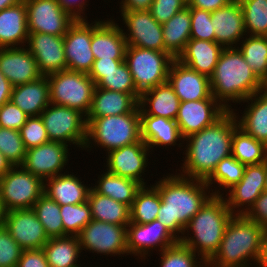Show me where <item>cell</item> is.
<instances>
[{
    "label": "cell",
    "instance_id": "f6af8a7d",
    "mask_svg": "<svg viewBox=\"0 0 267 267\" xmlns=\"http://www.w3.org/2000/svg\"><path fill=\"white\" fill-rule=\"evenodd\" d=\"M241 7L246 35L267 36V0H251Z\"/></svg>",
    "mask_w": 267,
    "mask_h": 267
},
{
    "label": "cell",
    "instance_id": "5b68a950",
    "mask_svg": "<svg viewBox=\"0 0 267 267\" xmlns=\"http://www.w3.org/2000/svg\"><path fill=\"white\" fill-rule=\"evenodd\" d=\"M233 216L224 197L212 195L189 221L180 242L207 263L218 251L225 229Z\"/></svg>",
    "mask_w": 267,
    "mask_h": 267
},
{
    "label": "cell",
    "instance_id": "03108f58",
    "mask_svg": "<svg viewBox=\"0 0 267 267\" xmlns=\"http://www.w3.org/2000/svg\"><path fill=\"white\" fill-rule=\"evenodd\" d=\"M4 218H5V210L2 205L1 197H0V227L4 224Z\"/></svg>",
    "mask_w": 267,
    "mask_h": 267
},
{
    "label": "cell",
    "instance_id": "ac0fdd59",
    "mask_svg": "<svg viewBox=\"0 0 267 267\" xmlns=\"http://www.w3.org/2000/svg\"><path fill=\"white\" fill-rule=\"evenodd\" d=\"M265 177L266 162L245 166L243 178L223 196L227 207L234 215H244L264 192Z\"/></svg>",
    "mask_w": 267,
    "mask_h": 267
},
{
    "label": "cell",
    "instance_id": "680465c9",
    "mask_svg": "<svg viewBox=\"0 0 267 267\" xmlns=\"http://www.w3.org/2000/svg\"><path fill=\"white\" fill-rule=\"evenodd\" d=\"M229 4L228 0H189L188 6L206 11H216Z\"/></svg>",
    "mask_w": 267,
    "mask_h": 267
},
{
    "label": "cell",
    "instance_id": "1f68e13d",
    "mask_svg": "<svg viewBox=\"0 0 267 267\" xmlns=\"http://www.w3.org/2000/svg\"><path fill=\"white\" fill-rule=\"evenodd\" d=\"M64 172L45 180L44 193L59 205L85 203L91 187L86 186L74 173Z\"/></svg>",
    "mask_w": 267,
    "mask_h": 267
},
{
    "label": "cell",
    "instance_id": "ffe728a7",
    "mask_svg": "<svg viewBox=\"0 0 267 267\" xmlns=\"http://www.w3.org/2000/svg\"><path fill=\"white\" fill-rule=\"evenodd\" d=\"M3 226L23 250L42 249L49 240L32 209L5 212Z\"/></svg>",
    "mask_w": 267,
    "mask_h": 267
},
{
    "label": "cell",
    "instance_id": "7dc6e473",
    "mask_svg": "<svg viewBox=\"0 0 267 267\" xmlns=\"http://www.w3.org/2000/svg\"><path fill=\"white\" fill-rule=\"evenodd\" d=\"M0 152L12 166H21L26 148L19 131L0 127Z\"/></svg>",
    "mask_w": 267,
    "mask_h": 267
},
{
    "label": "cell",
    "instance_id": "44dd1931",
    "mask_svg": "<svg viewBox=\"0 0 267 267\" xmlns=\"http://www.w3.org/2000/svg\"><path fill=\"white\" fill-rule=\"evenodd\" d=\"M43 76L67 69L63 36L29 33L27 46Z\"/></svg>",
    "mask_w": 267,
    "mask_h": 267
},
{
    "label": "cell",
    "instance_id": "ba28073f",
    "mask_svg": "<svg viewBox=\"0 0 267 267\" xmlns=\"http://www.w3.org/2000/svg\"><path fill=\"white\" fill-rule=\"evenodd\" d=\"M47 78L50 103L67 106L87 116L96 87L88 74L66 69L49 74Z\"/></svg>",
    "mask_w": 267,
    "mask_h": 267
},
{
    "label": "cell",
    "instance_id": "8992f818",
    "mask_svg": "<svg viewBox=\"0 0 267 267\" xmlns=\"http://www.w3.org/2000/svg\"><path fill=\"white\" fill-rule=\"evenodd\" d=\"M87 140L85 151L93 146L106 149V153L140 142V108L139 105L131 112L121 115L104 117H86ZM93 143V144H92ZM95 144V145H94ZM92 145V146H91Z\"/></svg>",
    "mask_w": 267,
    "mask_h": 267
},
{
    "label": "cell",
    "instance_id": "681fc988",
    "mask_svg": "<svg viewBox=\"0 0 267 267\" xmlns=\"http://www.w3.org/2000/svg\"><path fill=\"white\" fill-rule=\"evenodd\" d=\"M191 13V39L215 41L211 12L190 7Z\"/></svg>",
    "mask_w": 267,
    "mask_h": 267
},
{
    "label": "cell",
    "instance_id": "f35d334b",
    "mask_svg": "<svg viewBox=\"0 0 267 267\" xmlns=\"http://www.w3.org/2000/svg\"><path fill=\"white\" fill-rule=\"evenodd\" d=\"M160 206L161 197L158 190L153 185L142 186L130 207V222L139 224L152 222L157 218Z\"/></svg>",
    "mask_w": 267,
    "mask_h": 267
},
{
    "label": "cell",
    "instance_id": "e575fe53",
    "mask_svg": "<svg viewBox=\"0 0 267 267\" xmlns=\"http://www.w3.org/2000/svg\"><path fill=\"white\" fill-rule=\"evenodd\" d=\"M42 249L49 267H81L78 263L82 252L78 236L49 238Z\"/></svg>",
    "mask_w": 267,
    "mask_h": 267
},
{
    "label": "cell",
    "instance_id": "cb8c5ba5",
    "mask_svg": "<svg viewBox=\"0 0 267 267\" xmlns=\"http://www.w3.org/2000/svg\"><path fill=\"white\" fill-rule=\"evenodd\" d=\"M113 19L92 22L91 50L95 59H124L126 39Z\"/></svg>",
    "mask_w": 267,
    "mask_h": 267
},
{
    "label": "cell",
    "instance_id": "3957f363",
    "mask_svg": "<svg viewBox=\"0 0 267 267\" xmlns=\"http://www.w3.org/2000/svg\"><path fill=\"white\" fill-rule=\"evenodd\" d=\"M212 96L227 110L265 88L237 47L224 48L209 77Z\"/></svg>",
    "mask_w": 267,
    "mask_h": 267
},
{
    "label": "cell",
    "instance_id": "6da1fadb",
    "mask_svg": "<svg viewBox=\"0 0 267 267\" xmlns=\"http://www.w3.org/2000/svg\"><path fill=\"white\" fill-rule=\"evenodd\" d=\"M237 127L236 116L229 110L212 125L186 137L182 172L178 169V174L206 181L217 164L231 156L233 132Z\"/></svg>",
    "mask_w": 267,
    "mask_h": 267
},
{
    "label": "cell",
    "instance_id": "be15d7a7",
    "mask_svg": "<svg viewBox=\"0 0 267 267\" xmlns=\"http://www.w3.org/2000/svg\"><path fill=\"white\" fill-rule=\"evenodd\" d=\"M13 166L7 158L0 152V178L4 176Z\"/></svg>",
    "mask_w": 267,
    "mask_h": 267
},
{
    "label": "cell",
    "instance_id": "4316f807",
    "mask_svg": "<svg viewBox=\"0 0 267 267\" xmlns=\"http://www.w3.org/2000/svg\"><path fill=\"white\" fill-rule=\"evenodd\" d=\"M242 103H248V105L246 104L247 108L241 113L243 114L241 117L237 115L236 109H232L238 127L251 137L267 145V89L258 91Z\"/></svg>",
    "mask_w": 267,
    "mask_h": 267
},
{
    "label": "cell",
    "instance_id": "2e32d148",
    "mask_svg": "<svg viewBox=\"0 0 267 267\" xmlns=\"http://www.w3.org/2000/svg\"><path fill=\"white\" fill-rule=\"evenodd\" d=\"M67 69L89 74L94 54L91 50L92 23L76 20L63 36Z\"/></svg>",
    "mask_w": 267,
    "mask_h": 267
},
{
    "label": "cell",
    "instance_id": "4fadbf2b",
    "mask_svg": "<svg viewBox=\"0 0 267 267\" xmlns=\"http://www.w3.org/2000/svg\"><path fill=\"white\" fill-rule=\"evenodd\" d=\"M29 33L64 36L76 21L56 0H24Z\"/></svg>",
    "mask_w": 267,
    "mask_h": 267
},
{
    "label": "cell",
    "instance_id": "74e56055",
    "mask_svg": "<svg viewBox=\"0 0 267 267\" xmlns=\"http://www.w3.org/2000/svg\"><path fill=\"white\" fill-rule=\"evenodd\" d=\"M231 155L245 166L266 162L267 145L237 127L233 132Z\"/></svg>",
    "mask_w": 267,
    "mask_h": 267
},
{
    "label": "cell",
    "instance_id": "60d3db41",
    "mask_svg": "<svg viewBox=\"0 0 267 267\" xmlns=\"http://www.w3.org/2000/svg\"><path fill=\"white\" fill-rule=\"evenodd\" d=\"M244 169L245 165L231 155L227 158L222 159L217 164L216 169L205 182L209 186V188L213 187L211 186L212 184H218L219 190L212 189L211 193L215 196H224V194L221 192H223L224 189L226 192L227 189L229 190L235 184H238L243 178Z\"/></svg>",
    "mask_w": 267,
    "mask_h": 267
},
{
    "label": "cell",
    "instance_id": "816d5d0a",
    "mask_svg": "<svg viewBox=\"0 0 267 267\" xmlns=\"http://www.w3.org/2000/svg\"><path fill=\"white\" fill-rule=\"evenodd\" d=\"M187 5L186 0H153L149 11L159 24H164Z\"/></svg>",
    "mask_w": 267,
    "mask_h": 267
},
{
    "label": "cell",
    "instance_id": "e7e4bbea",
    "mask_svg": "<svg viewBox=\"0 0 267 267\" xmlns=\"http://www.w3.org/2000/svg\"><path fill=\"white\" fill-rule=\"evenodd\" d=\"M21 1H23V0H0V11L5 9V8L14 6V5L20 3Z\"/></svg>",
    "mask_w": 267,
    "mask_h": 267
},
{
    "label": "cell",
    "instance_id": "ab89813d",
    "mask_svg": "<svg viewBox=\"0 0 267 267\" xmlns=\"http://www.w3.org/2000/svg\"><path fill=\"white\" fill-rule=\"evenodd\" d=\"M237 46L256 76L267 82V36L246 35Z\"/></svg>",
    "mask_w": 267,
    "mask_h": 267
},
{
    "label": "cell",
    "instance_id": "9f6ffc18",
    "mask_svg": "<svg viewBox=\"0 0 267 267\" xmlns=\"http://www.w3.org/2000/svg\"><path fill=\"white\" fill-rule=\"evenodd\" d=\"M17 267H49L43 249L23 250Z\"/></svg>",
    "mask_w": 267,
    "mask_h": 267
},
{
    "label": "cell",
    "instance_id": "6f0895ef",
    "mask_svg": "<svg viewBox=\"0 0 267 267\" xmlns=\"http://www.w3.org/2000/svg\"><path fill=\"white\" fill-rule=\"evenodd\" d=\"M61 8L67 12L74 20H86L84 9H87V0H56ZM82 14V15H81Z\"/></svg>",
    "mask_w": 267,
    "mask_h": 267
},
{
    "label": "cell",
    "instance_id": "bcb514c9",
    "mask_svg": "<svg viewBox=\"0 0 267 267\" xmlns=\"http://www.w3.org/2000/svg\"><path fill=\"white\" fill-rule=\"evenodd\" d=\"M98 88L131 94L138 102L141 94L136 90L132 74L123 61L115 70L103 74V79L96 85Z\"/></svg>",
    "mask_w": 267,
    "mask_h": 267
},
{
    "label": "cell",
    "instance_id": "7402d4cb",
    "mask_svg": "<svg viewBox=\"0 0 267 267\" xmlns=\"http://www.w3.org/2000/svg\"><path fill=\"white\" fill-rule=\"evenodd\" d=\"M168 83L180 102L215 99L212 96L210 79L174 59L168 72Z\"/></svg>",
    "mask_w": 267,
    "mask_h": 267
},
{
    "label": "cell",
    "instance_id": "d6a6232c",
    "mask_svg": "<svg viewBox=\"0 0 267 267\" xmlns=\"http://www.w3.org/2000/svg\"><path fill=\"white\" fill-rule=\"evenodd\" d=\"M138 101L129 93L95 87L92 105L86 117H104L131 113Z\"/></svg>",
    "mask_w": 267,
    "mask_h": 267
},
{
    "label": "cell",
    "instance_id": "c3c4849f",
    "mask_svg": "<svg viewBox=\"0 0 267 267\" xmlns=\"http://www.w3.org/2000/svg\"><path fill=\"white\" fill-rule=\"evenodd\" d=\"M19 132L26 150L50 141L40 116L28 117Z\"/></svg>",
    "mask_w": 267,
    "mask_h": 267
},
{
    "label": "cell",
    "instance_id": "11a10c76",
    "mask_svg": "<svg viewBox=\"0 0 267 267\" xmlns=\"http://www.w3.org/2000/svg\"><path fill=\"white\" fill-rule=\"evenodd\" d=\"M123 61L124 59H95L88 75L97 85L103 79V74L115 70Z\"/></svg>",
    "mask_w": 267,
    "mask_h": 267
},
{
    "label": "cell",
    "instance_id": "9a60e30c",
    "mask_svg": "<svg viewBox=\"0 0 267 267\" xmlns=\"http://www.w3.org/2000/svg\"><path fill=\"white\" fill-rule=\"evenodd\" d=\"M69 146L49 141L26 150L22 167L44 181L50 177L62 174L70 158Z\"/></svg>",
    "mask_w": 267,
    "mask_h": 267
},
{
    "label": "cell",
    "instance_id": "003e7915",
    "mask_svg": "<svg viewBox=\"0 0 267 267\" xmlns=\"http://www.w3.org/2000/svg\"><path fill=\"white\" fill-rule=\"evenodd\" d=\"M230 4H237V5H242L245 3V0H228Z\"/></svg>",
    "mask_w": 267,
    "mask_h": 267
},
{
    "label": "cell",
    "instance_id": "f1b7e54d",
    "mask_svg": "<svg viewBox=\"0 0 267 267\" xmlns=\"http://www.w3.org/2000/svg\"><path fill=\"white\" fill-rule=\"evenodd\" d=\"M224 47L215 41L190 39L177 60L191 69L210 77Z\"/></svg>",
    "mask_w": 267,
    "mask_h": 267
},
{
    "label": "cell",
    "instance_id": "db71d44e",
    "mask_svg": "<svg viewBox=\"0 0 267 267\" xmlns=\"http://www.w3.org/2000/svg\"><path fill=\"white\" fill-rule=\"evenodd\" d=\"M244 216L267 231V192H262Z\"/></svg>",
    "mask_w": 267,
    "mask_h": 267
},
{
    "label": "cell",
    "instance_id": "7bdbcfd3",
    "mask_svg": "<svg viewBox=\"0 0 267 267\" xmlns=\"http://www.w3.org/2000/svg\"><path fill=\"white\" fill-rule=\"evenodd\" d=\"M159 255L160 267H207V263L199 255L180 241L167 247Z\"/></svg>",
    "mask_w": 267,
    "mask_h": 267
},
{
    "label": "cell",
    "instance_id": "ee69618b",
    "mask_svg": "<svg viewBox=\"0 0 267 267\" xmlns=\"http://www.w3.org/2000/svg\"><path fill=\"white\" fill-rule=\"evenodd\" d=\"M64 236H78L81 230L92 221L91 206L87 202L77 205H60Z\"/></svg>",
    "mask_w": 267,
    "mask_h": 267
},
{
    "label": "cell",
    "instance_id": "d4e9b609",
    "mask_svg": "<svg viewBox=\"0 0 267 267\" xmlns=\"http://www.w3.org/2000/svg\"><path fill=\"white\" fill-rule=\"evenodd\" d=\"M215 42L224 48L237 47L246 36L241 5L228 4L211 12ZM235 44V45H234Z\"/></svg>",
    "mask_w": 267,
    "mask_h": 267
},
{
    "label": "cell",
    "instance_id": "484cf974",
    "mask_svg": "<svg viewBox=\"0 0 267 267\" xmlns=\"http://www.w3.org/2000/svg\"><path fill=\"white\" fill-rule=\"evenodd\" d=\"M141 139L153 151L154 147L178 145L183 147L182 137L176 120L160 116L140 115ZM179 141V144L177 143ZM182 142V143H181Z\"/></svg>",
    "mask_w": 267,
    "mask_h": 267
},
{
    "label": "cell",
    "instance_id": "836d02e7",
    "mask_svg": "<svg viewBox=\"0 0 267 267\" xmlns=\"http://www.w3.org/2000/svg\"><path fill=\"white\" fill-rule=\"evenodd\" d=\"M165 52L174 59L183 52L187 42L191 39V13L187 5L177 12L170 20L162 24Z\"/></svg>",
    "mask_w": 267,
    "mask_h": 267
},
{
    "label": "cell",
    "instance_id": "a7ac6f4b",
    "mask_svg": "<svg viewBox=\"0 0 267 267\" xmlns=\"http://www.w3.org/2000/svg\"><path fill=\"white\" fill-rule=\"evenodd\" d=\"M264 192H267V160H266V177H265V189Z\"/></svg>",
    "mask_w": 267,
    "mask_h": 267
},
{
    "label": "cell",
    "instance_id": "52a82bcc",
    "mask_svg": "<svg viewBox=\"0 0 267 267\" xmlns=\"http://www.w3.org/2000/svg\"><path fill=\"white\" fill-rule=\"evenodd\" d=\"M174 58L165 51L127 45L124 61L132 74L136 90L143 92L168 81Z\"/></svg>",
    "mask_w": 267,
    "mask_h": 267
},
{
    "label": "cell",
    "instance_id": "83f0119b",
    "mask_svg": "<svg viewBox=\"0 0 267 267\" xmlns=\"http://www.w3.org/2000/svg\"><path fill=\"white\" fill-rule=\"evenodd\" d=\"M28 36L24 0L0 11V48L25 47Z\"/></svg>",
    "mask_w": 267,
    "mask_h": 267
},
{
    "label": "cell",
    "instance_id": "f5cc1de1",
    "mask_svg": "<svg viewBox=\"0 0 267 267\" xmlns=\"http://www.w3.org/2000/svg\"><path fill=\"white\" fill-rule=\"evenodd\" d=\"M29 116L11 100L0 107V127L19 131Z\"/></svg>",
    "mask_w": 267,
    "mask_h": 267
},
{
    "label": "cell",
    "instance_id": "91938a15",
    "mask_svg": "<svg viewBox=\"0 0 267 267\" xmlns=\"http://www.w3.org/2000/svg\"><path fill=\"white\" fill-rule=\"evenodd\" d=\"M153 0H121L120 11L150 10Z\"/></svg>",
    "mask_w": 267,
    "mask_h": 267
},
{
    "label": "cell",
    "instance_id": "e0dca14e",
    "mask_svg": "<svg viewBox=\"0 0 267 267\" xmlns=\"http://www.w3.org/2000/svg\"><path fill=\"white\" fill-rule=\"evenodd\" d=\"M150 152V148L143 140L112 150L105 155L106 170L111 174L135 180L145 186L147 183L142 176L146 172Z\"/></svg>",
    "mask_w": 267,
    "mask_h": 267
},
{
    "label": "cell",
    "instance_id": "9c48e42d",
    "mask_svg": "<svg viewBox=\"0 0 267 267\" xmlns=\"http://www.w3.org/2000/svg\"><path fill=\"white\" fill-rule=\"evenodd\" d=\"M45 181L22 166H13L0 178V197L5 212L32 209L44 193Z\"/></svg>",
    "mask_w": 267,
    "mask_h": 267
},
{
    "label": "cell",
    "instance_id": "8fae6325",
    "mask_svg": "<svg viewBox=\"0 0 267 267\" xmlns=\"http://www.w3.org/2000/svg\"><path fill=\"white\" fill-rule=\"evenodd\" d=\"M127 225H116L99 220L90 221L78 235L82 250L103 255H128Z\"/></svg>",
    "mask_w": 267,
    "mask_h": 267
},
{
    "label": "cell",
    "instance_id": "94428289",
    "mask_svg": "<svg viewBox=\"0 0 267 267\" xmlns=\"http://www.w3.org/2000/svg\"><path fill=\"white\" fill-rule=\"evenodd\" d=\"M12 87L13 86L5 78V76L0 70V107L7 101H10Z\"/></svg>",
    "mask_w": 267,
    "mask_h": 267
},
{
    "label": "cell",
    "instance_id": "6125c7cd",
    "mask_svg": "<svg viewBox=\"0 0 267 267\" xmlns=\"http://www.w3.org/2000/svg\"><path fill=\"white\" fill-rule=\"evenodd\" d=\"M257 267H267V233L263 239L262 251Z\"/></svg>",
    "mask_w": 267,
    "mask_h": 267
},
{
    "label": "cell",
    "instance_id": "7a4b0ae2",
    "mask_svg": "<svg viewBox=\"0 0 267 267\" xmlns=\"http://www.w3.org/2000/svg\"><path fill=\"white\" fill-rule=\"evenodd\" d=\"M175 174H167L152 185L161 197L156 219L180 241L189 221L213 194L205 181L181 176L177 169Z\"/></svg>",
    "mask_w": 267,
    "mask_h": 267
},
{
    "label": "cell",
    "instance_id": "7c38bea8",
    "mask_svg": "<svg viewBox=\"0 0 267 267\" xmlns=\"http://www.w3.org/2000/svg\"><path fill=\"white\" fill-rule=\"evenodd\" d=\"M126 239L128 255L138 256L142 261L157 247V251L162 252L178 242L158 219L147 224L130 222L127 225Z\"/></svg>",
    "mask_w": 267,
    "mask_h": 267
},
{
    "label": "cell",
    "instance_id": "8d00e7d4",
    "mask_svg": "<svg viewBox=\"0 0 267 267\" xmlns=\"http://www.w3.org/2000/svg\"><path fill=\"white\" fill-rule=\"evenodd\" d=\"M92 219L116 225L130 223V207L114 199L97 193L92 187L88 194Z\"/></svg>",
    "mask_w": 267,
    "mask_h": 267
},
{
    "label": "cell",
    "instance_id": "d590c367",
    "mask_svg": "<svg viewBox=\"0 0 267 267\" xmlns=\"http://www.w3.org/2000/svg\"><path fill=\"white\" fill-rule=\"evenodd\" d=\"M91 186L97 193L108 196L117 202L131 207L137 191L142 187L135 180L111 174L105 170L98 176V181Z\"/></svg>",
    "mask_w": 267,
    "mask_h": 267
},
{
    "label": "cell",
    "instance_id": "4dcf8cb0",
    "mask_svg": "<svg viewBox=\"0 0 267 267\" xmlns=\"http://www.w3.org/2000/svg\"><path fill=\"white\" fill-rule=\"evenodd\" d=\"M138 105L140 115L160 116L176 120L180 100L167 81L143 92Z\"/></svg>",
    "mask_w": 267,
    "mask_h": 267
},
{
    "label": "cell",
    "instance_id": "f546056e",
    "mask_svg": "<svg viewBox=\"0 0 267 267\" xmlns=\"http://www.w3.org/2000/svg\"><path fill=\"white\" fill-rule=\"evenodd\" d=\"M10 100L29 117L40 116L50 104L47 76L12 87Z\"/></svg>",
    "mask_w": 267,
    "mask_h": 267
},
{
    "label": "cell",
    "instance_id": "603a6c76",
    "mask_svg": "<svg viewBox=\"0 0 267 267\" xmlns=\"http://www.w3.org/2000/svg\"><path fill=\"white\" fill-rule=\"evenodd\" d=\"M0 70L12 86L35 81L42 77L34 56L28 48H0Z\"/></svg>",
    "mask_w": 267,
    "mask_h": 267
},
{
    "label": "cell",
    "instance_id": "277c9868",
    "mask_svg": "<svg viewBox=\"0 0 267 267\" xmlns=\"http://www.w3.org/2000/svg\"><path fill=\"white\" fill-rule=\"evenodd\" d=\"M266 233L261 225L244 215H234L207 267H257Z\"/></svg>",
    "mask_w": 267,
    "mask_h": 267
},
{
    "label": "cell",
    "instance_id": "5bb4252c",
    "mask_svg": "<svg viewBox=\"0 0 267 267\" xmlns=\"http://www.w3.org/2000/svg\"><path fill=\"white\" fill-rule=\"evenodd\" d=\"M127 32L123 29L127 45L144 49L165 51L162 24H159L149 10L119 11Z\"/></svg>",
    "mask_w": 267,
    "mask_h": 267
},
{
    "label": "cell",
    "instance_id": "d6986e66",
    "mask_svg": "<svg viewBox=\"0 0 267 267\" xmlns=\"http://www.w3.org/2000/svg\"><path fill=\"white\" fill-rule=\"evenodd\" d=\"M226 112L227 110L216 99L180 102L176 123L185 139L212 125Z\"/></svg>",
    "mask_w": 267,
    "mask_h": 267
},
{
    "label": "cell",
    "instance_id": "f907efd6",
    "mask_svg": "<svg viewBox=\"0 0 267 267\" xmlns=\"http://www.w3.org/2000/svg\"><path fill=\"white\" fill-rule=\"evenodd\" d=\"M22 251L4 226L0 227V267H17Z\"/></svg>",
    "mask_w": 267,
    "mask_h": 267
},
{
    "label": "cell",
    "instance_id": "30bf717a",
    "mask_svg": "<svg viewBox=\"0 0 267 267\" xmlns=\"http://www.w3.org/2000/svg\"><path fill=\"white\" fill-rule=\"evenodd\" d=\"M50 141L73 144L83 150L87 140L86 117L75 109L50 103L40 114ZM68 143V144H67Z\"/></svg>",
    "mask_w": 267,
    "mask_h": 267
},
{
    "label": "cell",
    "instance_id": "b9f144b4",
    "mask_svg": "<svg viewBox=\"0 0 267 267\" xmlns=\"http://www.w3.org/2000/svg\"><path fill=\"white\" fill-rule=\"evenodd\" d=\"M32 210L42 223L48 238L64 237V227L60 205L43 193L33 205Z\"/></svg>",
    "mask_w": 267,
    "mask_h": 267
}]
</instances>
